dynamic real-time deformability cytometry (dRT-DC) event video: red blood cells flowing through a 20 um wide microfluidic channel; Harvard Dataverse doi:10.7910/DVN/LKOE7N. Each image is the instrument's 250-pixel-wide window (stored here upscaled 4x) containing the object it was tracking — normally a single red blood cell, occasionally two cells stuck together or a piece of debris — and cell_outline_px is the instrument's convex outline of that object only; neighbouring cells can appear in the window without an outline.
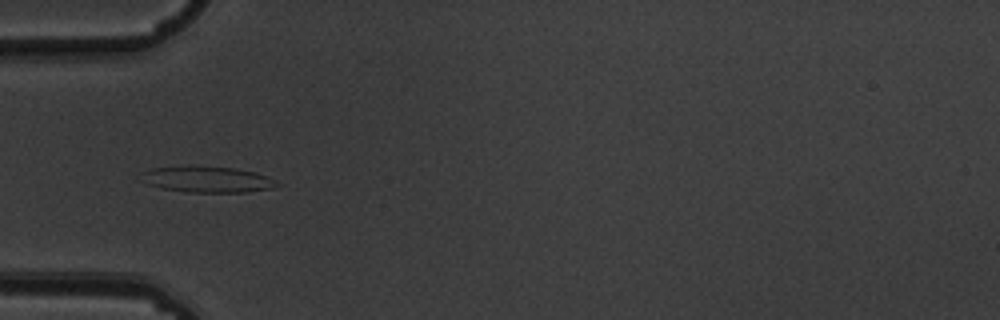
{"species": "common noctule bat (a hibernating species)", "species_latin": "Nyctalus noctula", "temperature_condition": "warm", "stored_images_in_passage": 8, "camera_frame_rate_fps": 3000, "um_per_image_px": 0.085, "animal": {"sex": "male", "body_mass_g": 19.5, "forearm_length_mm": 54.6}, "frame": {"image": 1, "passage_image": 5, "time_ms": 1.333, "image_size_px": [1000, 320], "cell_outline_px": [[284, 184], [272, 188], [244, 192], [188, 192], [160, 188], [136, 180], [144, 172], [152, 168], [196, 164], [232, 168], [252, 172], [276, 180]], "centroid_in_image_um": [17.54, 15.23], "position_along_channel_um": 67.5, "area_um2": 21.04}}
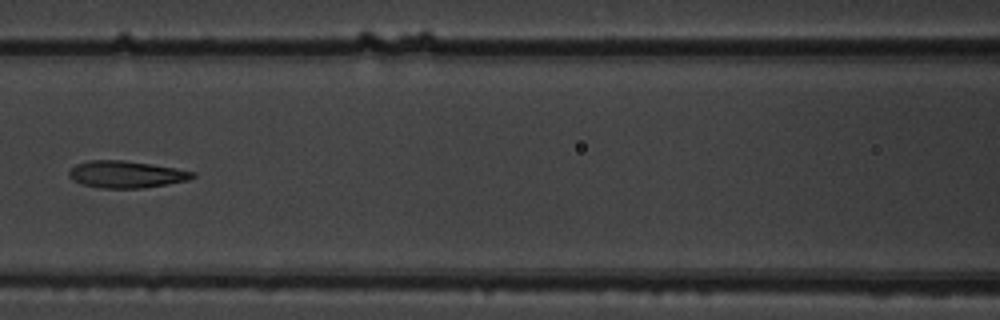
{"frame": {"image": 2, "passage_image": 7, "time_ms": 2.0, "image_size_px": [1000, 320], "cell_outline_px": [[196, 176], [188, 180], [168, 184], [144, 188], [104, 188], [80, 184], [72, 180], [68, 176], [68, 172], [76, 164], [88, 160], [120, 160], [152, 164], [176, 168], [196, 172]], "centroid_in_image_um": [10.73, 14.82], "position_along_channel_um": 155.9, "area_um2": 19.54}}
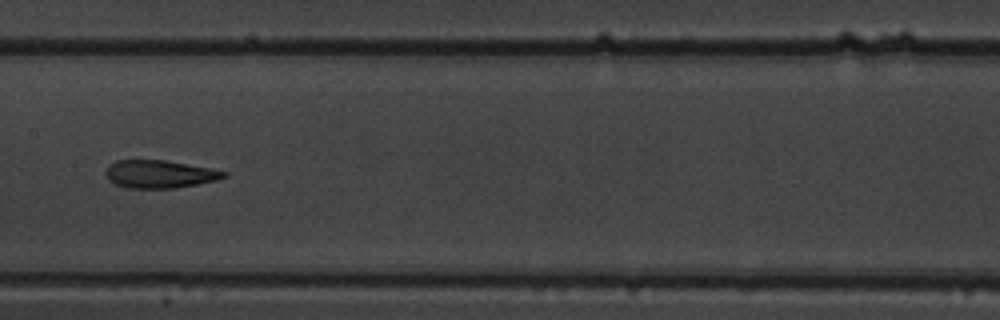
{"frame": {"image": 3, "passage_image": 8, "time_ms": 2.333, "image_size_px": [1000, 320], "cell_outline_px": [[228, 176], [216, 180], [176, 188], [128, 188], [116, 184], [108, 180], [104, 172], [108, 164], [116, 160], [164, 160], [212, 168], [228, 172]], "centroid_in_image_um": [13.55, 14.79], "position_along_channel_um": 193.9, "area_um2": 19.31}}